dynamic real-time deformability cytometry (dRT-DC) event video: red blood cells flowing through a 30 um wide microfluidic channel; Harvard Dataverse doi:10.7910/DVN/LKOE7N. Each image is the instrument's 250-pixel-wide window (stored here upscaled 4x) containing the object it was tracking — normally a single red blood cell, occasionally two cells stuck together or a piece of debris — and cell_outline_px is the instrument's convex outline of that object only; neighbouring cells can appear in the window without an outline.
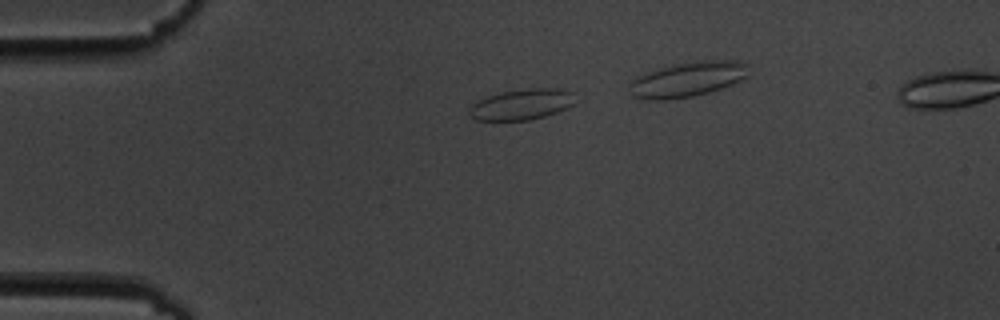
{"species": "common noctule bat (a hibernating species)", "species_latin": "Nyctalus noctula", "temperature_condition": "cold", "stored_images_in_passage": 20, "camera_frame_rate_fps": 3000, "um_per_image_px": 0.085, "animal": {"sex": "male", "body_mass_g": 19.5, "forearm_length_mm": 54.6}, "frame": {"image": 1, "passage_image": 9, "time_ms": 2.667, "image_size_px": [1000, 320], "cell_outline_px": [[572, 104], [568, 108], [544, 116], [528, 120], [476, 120], [468, 112], [468, 108], [472, 104], [488, 96], [500, 92], [532, 88], [556, 88], [572, 92]], "centroid_in_image_um": [44.31, 8.88], "position_along_channel_um": 40.7, "area_um2": 18.67}}
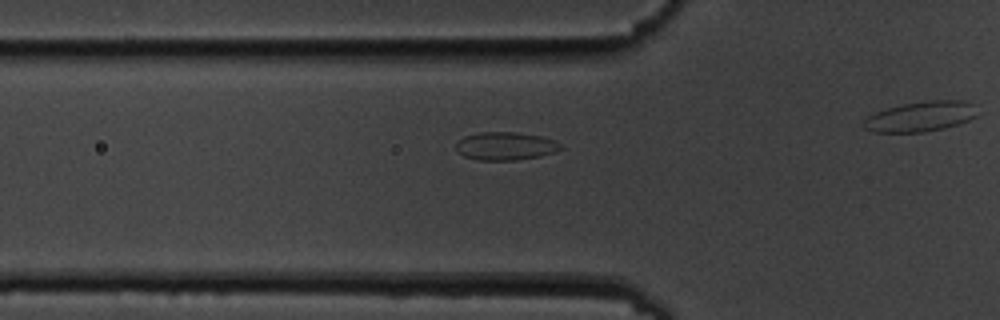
{"frame": {"image": 2, "passage_image": 15, "time_ms": 4.667, "image_size_px": [1000, 320], "cell_outline_px": [[564, 148], [556, 152], [540, 156], [516, 160], [480, 160], [464, 156], [456, 152], [456, 144], [464, 136], [480, 132], [516, 132], [540, 136], [556, 140]], "centroid_in_image_um": [42.99, 12.41], "position_along_channel_um": 82.8, "area_um2": 17.22}}
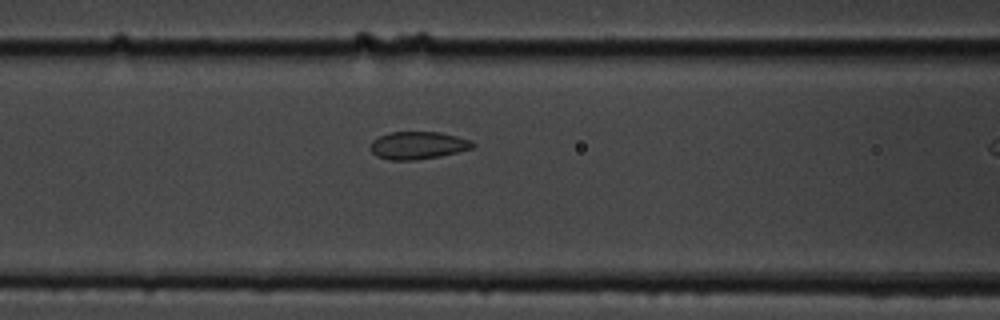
{"frame": {"image": 3, "passage_image": 19, "time_ms": 6.0, "image_size_px": [1000, 320], "cell_outline_px": [[476, 144], [472, 148], [440, 156], [416, 160], [388, 160], [376, 156], [368, 148], [372, 140], [380, 136], [392, 132], [440, 132], [472, 140]], "centroid_in_image_um": [35.5, 12.36], "position_along_channel_um": 131.1, "area_um2": 16.53}}